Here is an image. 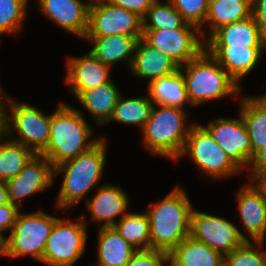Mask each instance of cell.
<instances>
[{
	"label": "cell",
	"instance_id": "22",
	"mask_svg": "<svg viewBox=\"0 0 266 266\" xmlns=\"http://www.w3.org/2000/svg\"><path fill=\"white\" fill-rule=\"evenodd\" d=\"M205 45L266 48V40L261 36L255 20L251 16L221 26L205 40Z\"/></svg>",
	"mask_w": 266,
	"mask_h": 266
},
{
	"label": "cell",
	"instance_id": "42",
	"mask_svg": "<svg viewBox=\"0 0 266 266\" xmlns=\"http://www.w3.org/2000/svg\"><path fill=\"white\" fill-rule=\"evenodd\" d=\"M7 203H10L8 188L5 181H0V206Z\"/></svg>",
	"mask_w": 266,
	"mask_h": 266
},
{
	"label": "cell",
	"instance_id": "10",
	"mask_svg": "<svg viewBox=\"0 0 266 266\" xmlns=\"http://www.w3.org/2000/svg\"><path fill=\"white\" fill-rule=\"evenodd\" d=\"M142 36V18L107 0H92L84 37Z\"/></svg>",
	"mask_w": 266,
	"mask_h": 266
},
{
	"label": "cell",
	"instance_id": "4",
	"mask_svg": "<svg viewBox=\"0 0 266 266\" xmlns=\"http://www.w3.org/2000/svg\"><path fill=\"white\" fill-rule=\"evenodd\" d=\"M187 116L186 109L154 104L141 131L145 149L152 155L177 162L195 122L186 125Z\"/></svg>",
	"mask_w": 266,
	"mask_h": 266
},
{
	"label": "cell",
	"instance_id": "13",
	"mask_svg": "<svg viewBox=\"0 0 266 266\" xmlns=\"http://www.w3.org/2000/svg\"><path fill=\"white\" fill-rule=\"evenodd\" d=\"M204 127L242 172L248 169L252 150L240 112L237 118L218 117Z\"/></svg>",
	"mask_w": 266,
	"mask_h": 266
},
{
	"label": "cell",
	"instance_id": "45",
	"mask_svg": "<svg viewBox=\"0 0 266 266\" xmlns=\"http://www.w3.org/2000/svg\"><path fill=\"white\" fill-rule=\"evenodd\" d=\"M0 256L4 257V241L0 239Z\"/></svg>",
	"mask_w": 266,
	"mask_h": 266
},
{
	"label": "cell",
	"instance_id": "32",
	"mask_svg": "<svg viewBox=\"0 0 266 266\" xmlns=\"http://www.w3.org/2000/svg\"><path fill=\"white\" fill-rule=\"evenodd\" d=\"M155 0L142 18L143 30H177L186 22L170 0Z\"/></svg>",
	"mask_w": 266,
	"mask_h": 266
},
{
	"label": "cell",
	"instance_id": "31",
	"mask_svg": "<svg viewBox=\"0 0 266 266\" xmlns=\"http://www.w3.org/2000/svg\"><path fill=\"white\" fill-rule=\"evenodd\" d=\"M35 153L10 138L0 145V181H8L19 174Z\"/></svg>",
	"mask_w": 266,
	"mask_h": 266
},
{
	"label": "cell",
	"instance_id": "37",
	"mask_svg": "<svg viewBox=\"0 0 266 266\" xmlns=\"http://www.w3.org/2000/svg\"><path fill=\"white\" fill-rule=\"evenodd\" d=\"M21 210L18 206L10 203L0 206V239L5 241L7 236L5 232L12 231L13 225L16 222L17 216ZM4 233V234H3Z\"/></svg>",
	"mask_w": 266,
	"mask_h": 266
},
{
	"label": "cell",
	"instance_id": "11",
	"mask_svg": "<svg viewBox=\"0 0 266 266\" xmlns=\"http://www.w3.org/2000/svg\"><path fill=\"white\" fill-rule=\"evenodd\" d=\"M142 38L151 46L162 51L179 67L196 58L204 49L205 41L200 30L185 23L177 30H143Z\"/></svg>",
	"mask_w": 266,
	"mask_h": 266
},
{
	"label": "cell",
	"instance_id": "17",
	"mask_svg": "<svg viewBox=\"0 0 266 266\" xmlns=\"http://www.w3.org/2000/svg\"><path fill=\"white\" fill-rule=\"evenodd\" d=\"M38 11L68 33L84 38L92 0H36Z\"/></svg>",
	"mask_w": 266,
	"mask_h": 266
},
{
	"label": "cell",
	"instance_id": "38",
	"mask_svg": "<svg viewBox=\"0 0 266 266\" xmlns=\"http://www.w3.org/2000/svg\"><path fill=\"white\" fill-rule=\"evenodd\" d=\"M250 168V169H249ZM249 181L256 182L266 173V146L258 150L249 162Z\"/></svg>",
	"mask_w": 266,
	"mask_h": 266
},
{
	"label": "cell",
	"instance_id": "40",
	"mask_svg": "<svg viewBox=\"0 0 266 266\" xmlns=\"http://www.w3.org/2000/svg\"><path fill=\"white\" fill-rule=\"evenodd\" d=\"M251 16L261 36L266 40V0H251Z\"/></svg>",
	"mask_w": 266,
	"mask_h": 266
},
{
	"label": "cell",
	"instance_id": "27",
	"mask_svg": "<svg viewBox=\"0 0 266 266\" xmlns=\"http://www.w3.org/2000/svg\"><path fill=\"white\" fill-rule=\"evenodd\" d=\"M98 230V266H126L136 249L114 227H101Z\"/></svg>",
	"mask_w": 266,
	"mask_h": 266
},
{
	"label": "cell",
	"instance_id": "23",
	"mask_svg": "<svg viewBox=\"0 0 266 266\" xmlns=\"http://www.w3.org/2000/svg\"><path fill=\"white\" fill-rule=\"evenodd\" d=\"M121 94L111 79L108 83L81 91L75 99L92 116L95 124L102 126L109 123Z\"/></svg>",
	"mask_w": 266,
	"mask_h": 266
},
{
	"label": "cell",
	"instance_id": "24",
	"mask_svg": "<svg viewBox=\"0 0 266 266\" xmlns=\"http://www.w3.org/2000/svg\"><path fill=\"white\" fill-rule=\"evenodd\" d=\"M239 99V112L250 138L252 157L266 146V94L246 96Z\"/></svg>",
	"mask_w": 266,
	"mask_h": 266
},
{
	"label": "cell",
	"instance_id": "41",
	"mask_svg": "<svg viewBox=\"0 0 266 266\" xmlns=\"http://www.w3.org/2000/svg\"><path fill=\"white\" fill-rule=\"evenodd\" d=\"M9 138L8 97L0 103V145Z\"/></svg>",
	"mask_w": 266,
	"mask_h": 266
},
{
	"label": "cell",
	"instance_id": "1",
	"mask_svg": "<svg viewBox=\"0 0 266 266\" xmlns=\"http://www.w3.org/2000/svg\"><path fill=\"white\" fill-rule=\"evenodd\" d=\"M57 105L50 113L49 143L41 153L51 162L53 169L90 150L102 138L93 139L94 129L80 109L63 102Z\"/></svg>",
	"mask_w": 266,
	"mask_h": 266
},
{
	"label": "cell",
	"instance_id": "20",
	"mask_svg": "<svg viewBox=\"0 0 266 266\" xmlns=\"http://www.w3.org/2000/svg\"><path fill=\"white\" fill-rule=\"evenodd\" d=\"M179 66L162 51L149 45L142 37L138 39L130 73L139 79H148V83L175 73Z\"/></svg>",
	"mask_w": 266,
	"mask_h": 266
},
{
	"label": "cell",
	"instance_id": "5",
	"mask_svg": "<svg viewBox=\"0 0 266 266\" xmlns=\"http://www.w3.org/2000/svg\"><path fill=\"white\" fill-rule=\"evenodd\" d=\"M179 69L193 108L230 95L238 99L242 94V87L205 49Z\"/></svg>",
	"mask_w": 266,
	"mask_h": 266
},
{
	"label": "cell",
	"instance_id": "6",
	"mask_svg": "<svg viewBox=\"0 0 266 266\" xmlns=\"http://www.w3.org/2000/svg\"><path fill=\"white\" fill-rule=\"evenodd\" d=\"M59 218L42 210L19 212L12 231L4 241V256L12 259L29 255L41 263L47 238Z\"/></svg>",
	"mask_w": 266,
	"mask_h": 266
},
{
	"label": "cell",
	"instance_id": "33",
	"mask_svg": "<svg viewBox=\"0 0 266 266\" xmlns=\"http://www.w3.org/2000/svg\"><path fill=\"white\" fill-rule=\"evenodd\" d=\"M28 2L29 0H0V35H17L21 32Z\"/></svg>",
	"mask_w": 266,
	"mask_h": 266
},
{
	"label": "cell",
	"instance_id": "35",
	"mask_svg": "<svg viewBox=\"0 0 266 266\" xmlns=\"http://www.w3.org/2000/svg\"><path fill=\"white\" fill-rule=\"evenodd\" d=\"M183 20L196 26L200 33H205L204 23L208 11L209 0H170Z\"/></svg>",
	"mask_w": 266,
	"mask_h": 266
},
{
	"label": "cell",
	"instance_id": "9",
	"mask_svg": "<svg viewBox=\"0 0 266 266\" xmlns=\"http://www.w3.org/2000/svg\"><path fill=\"white\" fill-rule=\"evenodd\" d=\"M9 137L35 154H41L50 138V114L45 115L37 106L29 105L8 96ZM17 134L18 137H13Z\"/></svg>",
	"mask_w": 266,
	"mask_h": 266
},
{
	"label": "cell",
	"instance_id": "18",
	"mask_svg": "<svg viewBox=\"0 0 266 266\" xmlns=\"http://www.w3.org/2000/svg\"><path fill=\"white\" fill-rule=\"evenodd\" d=\"M111 67L103 64L89 50L80 56L67 57L65 83L76 97L81 91L108 83Z\"/></svg>",
	"mask_w": 266,
	"mask_h": 266
},
{
	"label": "cell",
	"instance_id": "44",
	"mask_svg": "<svg viewBox=\"0 0 266 266\" xmlns=\"http://www.w3.org/2000/svg\"><path fill=\"white\" fill-rule=\"evenodd\" d=\"M7 94H5L1 82H0V103L3 102L5 100V98H7Z\"/></svg>",
	"mask_w": 266,
	"mask_h": 266
},
{
	"label": "cell",
	"instance_id": "39",
	"mask_svg": "<svg viewBox=\"0 0 266 266\" xmlns=\"http://www.w3.org/2000/svg\"><path fill=\"white\" fill-rule=\"evenodd\" d=\"M109 3L136 13L143 18L155 0H107Z\"/></svg>",
	"mask_w": 266,
	"mask_h": 266
},
{
	"label": "cell",
	"instance_id": "25",
	"mask_svg": "<svg viewBox=\"0 0 266 266\" xmlns=\"http://www.w3.org/2000/svg\"><path fill=\"white\" fill-rule=\"evenodd\" d=\"M147 94L155 105L179 107L192 106L185 84V78L179 69L175 73L162 76L148 83Z\"/></svg>",
	"mask_w": 266,
	"mask_h": 266
},
{
	"label": "cell",
	"instance_id": "36",
	"mask_svg": "<svg viewBox=\"0 0 266 266\" xmlns=\"http://www.w3.org/2000/svg\"><path fill=\"white\" fill-rule=\"evenodd\" d=\"M168 259V253L162 250H136L126 266H165Z\"/></svg>",
	"mask_w": 266,
	"mask_h": 266
},
{
	"label": "cell",
	"instance_id": "29",
	"mask_svg": "<svg viewBox=\"0 0 266 266\" xmlns=\"http://www.w3.org/2000/svg\"><path fill=\"white\" fill-rule=\"evenodd\" d=\"M153 106L154 104L149 95L124 98L121 94L109 122L139 126L140 131H142L150 117Z\"/></svg>",
	"mask_w": 266,
	"mask_h": 266
},
{
	"label": "cell",
	"instance_id": "12",
	"mask_svg": "<svg viewBox=\"0 0 266 266\" xmlns=\"http://www.w3.org/2000/svg\"><path fill=\"white\" fill-rule=\"evenodd\" d=\"M190 236L219 251L223 256L246 242L245 233L231 221L194 208L191 213Z\"/></svg>",
	"mask_w": 266,
	"mask_h": 266
},
{
	"label": "cell",
	"instance_id": "19",
	"mask_svg": "<svg viewBox=\"0 0 266 266\" xmlns=\"http://www.w3.org/2000/svg\"><path fill=\"white\" fill-rule=\"evenodd\" d=\"M205 50L226 70L241 87L240 80L258 65L266 48H248L231 45H205Z\"/></svg>",
	"mask_w": 266,
	"mask_h": 266
},
{
	"label": "cell",
	"instance_id": "26",
	"mask_svg": "<svg viewBox=\"0 0 266 266\" xmlns=\"http://www.w3.org/2000/svg\"><path fill=\"white\" fill-rule=\"evenodd\" d=\"M168 257L176 266H224V256L219 251L191 236L172 249Z\"/></svg>",
	"mask_w": 266,
	"mask_h": 266
},
{
	"label": "cell",
	"instance_id": "34",
	"mask_svg": "<svg viewBox=\"0 0 266 266\" xmlns=\"http://www.w3.org/2000/svg\"><path fill=\"white\" fill-rule=\"evenodd\" d=\"M264 242H245L224 256V266H266Z\"/></svg>",
	"mask_w": 266,
	"mask_h": 266
},
{
	"label": "cell",
	"instance_id": "30",
	"mask_svg": "<svg viewBox=\"0 0 266 266\" xmlns=\"http://www.w3.org/2000/svg\"><path fill=\"white\" fill-rule=\"evenodd\" d=\"M136 250L151 248L149 218L146 212H127L113 226Z\"/></svg>",
	"mask_w": 266,
	"mask_h": 266
},
{
	"label": "cell",
	"instance_id": "16",
	"mask_svg": "<svg viewBox=\"0 0 266 266\" xmlns=\"http://www.w3.org/2000/svg\"><path fill=\"white\" fill-rule=\"evenodd\" d=\"M94 196L85 202L86 209L91 213V223L98 224V227H113L117 218L124 216L129 211L128 194L120 185L104 183L97 186Z\"/></svg>",
	"mask_w": 266,
	"mask_h": 266
},
{
	"label": "cell",
	"instance_id": "7",
	"mask_svg": "<svg viewBox=\"0 0 266 266\" xmlns=\"http://www.w3.org/2000/svg\"><path fill=\"white\" fill-rule=\"evenodd\" d=\"M185 155L197 166L200 175H208L214 181L243 173L213 139L204 124L193 123L178 160Z\"/></svg>",
	"mask_w": 266,
	"mask_h": 266
},
{
	"label": "cell",
	"instance_id": "46",
	"mask_svg": "<svg viewBox=\"0 0 266 266\" xmlns=\"http://www.w3.org/2000/svg\"><path fill=\"white\" fill-rule=\"evenodd\" d=\"M165 266H176L169 259L167 260Z\"/></svg>",
	"mask_w": 266,
	"mask_h": 266
},
{
	"label": "cell",
	"instance_id": "14",
	"mask_svg": "<svg viewBox=\"0 0 266 266\" xmlns=\"http://www.w3.org/2000/svg\"><path fill=\"white\" fill-rule=\"evenodd\" d=\"M54 184L51 162L41 154H35L17 176L6 181L9 201L22 206L28 196L42 192Z\"/></svg>",
	"mask_w": 266,
	"mask_h": 266
},
{
	"label": "cell",
	"instance_id": "43",
	"mask_svg": "<svg viewBox=\"0 0 266 266\" xmlns=\"http://www.w3.org/2000/svg\"><path fill=\"white\" fill-rule=\"evenodd\" d=\"M266 195V173L263 174L256 182H255Z\"/></svg>",
	"mask_w": 266,
	"mask_h": 266
},
{
	"label": "cell",
	"instance_id": "28",
	"mask_svg": "<svg viewBox=\"0 0 266 266\" xmlns=\"http://www.w3.org/2000/svg\"><path fill=\"white\" fill-rule=\"evenodd\" d=\"M251 17V0H209L204 24H208V33H201L205 41L221 26Z\"/></svg>",
	"mask_w": 266,
	"mask_h": 266
},
{
	"label": "cell",
	"instance_id": "2",
	"mask_svg": "<svg viewBox=\"0 0 266 266\" xmlns=\"http://www.w3.org/2000/svg\"><path fill=\"white\" fill-rule=\"evenodd\" d=\"M107 139L105 137L90 150L54 168L55 177L62 174L63 181L56 200V209L66 211L83 199L95 185H99L106 163Z\"/></svg>",
	"mask_w": 266,
	"mask_h": 266
},
{
	"label": "cell",
	"instance_id": "8",
	"mask_svg": "<svg viewBox=\"0 0 266 266\" xmlns=\"http://www.w3.org/2000/svg\"><path fill=\"white\" fill-rule=\"evenodd\" d=\"M86 215L76 222L59 218L47 238L42 264L48 266H73L85 254L88 231Z\"/></svg>",
	"mask_w": 266,
	"mask_h": 266
},
{
	"label": "cell",
	"instance_id": "15",
	"mask_svg": "<svg viewBox=\"0 0 266 266\" xmlns=\"http://www.w3.org/2000/svg\"><path fill=\"white\" fill-rule=\"evenodd\" d=\"M243 185L236 193V200L242 227L247 233L246 242L265 243L266 195L255 182Z\"/></svg>",
	"mask_w": 266,
	"mask_h": 266
},
{
	"label": "cell",
	"instance_id": "3",
	"mask_svg": "<svg viewBox=\"0 0 266 266\" xmlns=\"http://www.w3.org/2000/svg\"><path fill=\"white\" fill-rule=\"evenodd\" d=\"M149 218L151 248L169 253L190 236L192 202L183 187L177 185L158 203L151 202Z\"/></svg>",
	"mask_w": 266,
	"mask_h": 266
},
{
	"label": "cell",
	"instance_id": "21",
	"mask_svg": "<svg viewBox=\"0 0 266 266\" xmlns=\"http://www.w3.org/2000/svg\"><path fill=\"white\" fill-rule=\"evenodd\" d=\"M142 36L113 35L105 37H84L83 40L92 44L90 52L103 64L113 66L124 61L130 69L135 47Z\"/></svg>",
	"mask_w": 266,
	"mask_h": 266
}]
</instances>
